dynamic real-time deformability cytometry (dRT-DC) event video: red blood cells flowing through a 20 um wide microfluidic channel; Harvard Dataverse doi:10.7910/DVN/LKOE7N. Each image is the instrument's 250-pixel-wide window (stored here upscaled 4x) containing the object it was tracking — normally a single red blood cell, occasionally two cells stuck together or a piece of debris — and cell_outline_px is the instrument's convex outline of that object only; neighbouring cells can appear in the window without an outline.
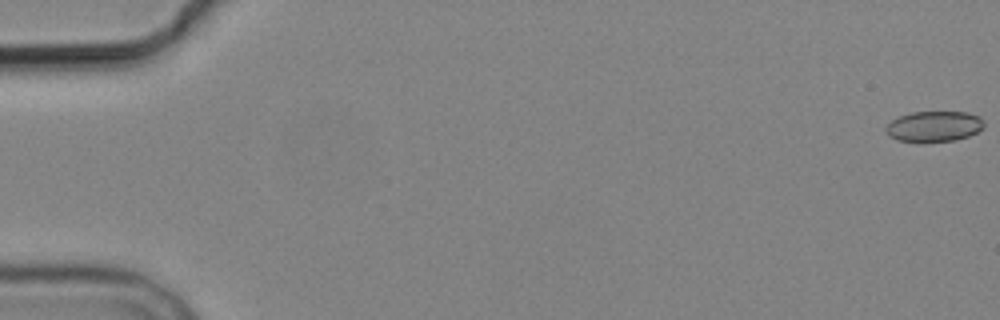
{"species": "common noctule bat (a hibernating species)", "species_latin": "Nyctalus noctula", "temperature_condition": "cold", "stored_images_in_passage": 7, "camera_frame_rate_fps": 3000, "um_per_image_px": 0.085, "animal": {"sex": "male", "body_mass_g": 19.2, "forearm_length_mm": 51.8}, "frame": {"image": 1, "passage_image": 1, "time_ms": 0.0, "image_size_px": [1000, 320], "cell_outline_px": [[984, 128], [968, 136], [956, 140], [896, 140], [888, 136], [884, 128], [892, 120], [900, 116], [912, 112], [968, 112], [980, 116], [984, 120]], "centroid_in_image_um": [79.42, 10.71], "position_along_channel_um": 5.6, "area_um2": 17.22}}
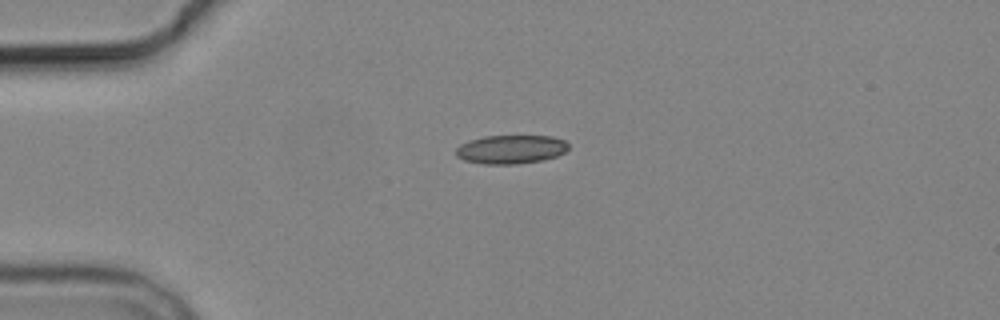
{"frame": {"image": 2, "passage_image": 5, "time_ms": 4.667, "image_size_px": [1000, 320], "cell_outline_px": [[568, 148], [564, 152], [556, 156], [544, 160], [516, 164], [484, 164], [464, 160], [456, 156], [456, 148], [460, 144], [468, 140], [484, 136], [552, 136], [564, 140], [568, 144]], "centroid_in_image_um": [43.41, 12.69], "position_along_channel_um": 41.6, "area_um2": 18.9}}
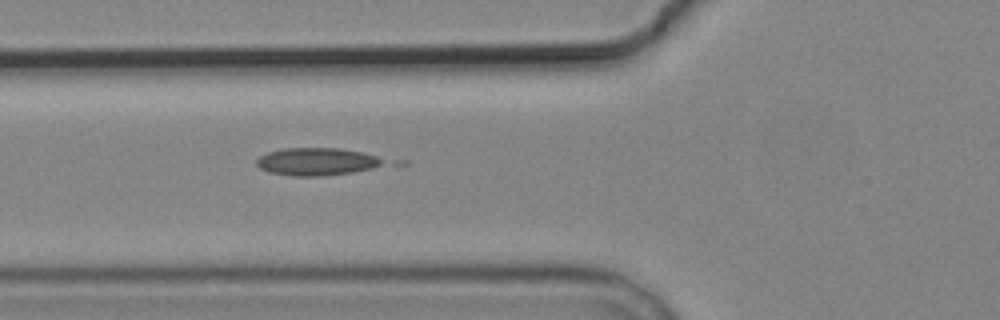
{"frame": {"image": 3, "passage_image": 7, "time_ms": 7.0, "image_size_px": [1000, 320], "cell_outline_px": [[384, 160], [380, 164], [372, 168], [352, 172], [320, 176], [292, 176], [268, 172], [260, 168], [256, 164], [256, 160], [260, 156], [268, 152], [284, 148], [340, 148], [364, 152], [376, 156]], "centroid_in_image_um": [26.88, 13.73], "position_along_channel_um": 98.9, "area_um2": 20.29}}